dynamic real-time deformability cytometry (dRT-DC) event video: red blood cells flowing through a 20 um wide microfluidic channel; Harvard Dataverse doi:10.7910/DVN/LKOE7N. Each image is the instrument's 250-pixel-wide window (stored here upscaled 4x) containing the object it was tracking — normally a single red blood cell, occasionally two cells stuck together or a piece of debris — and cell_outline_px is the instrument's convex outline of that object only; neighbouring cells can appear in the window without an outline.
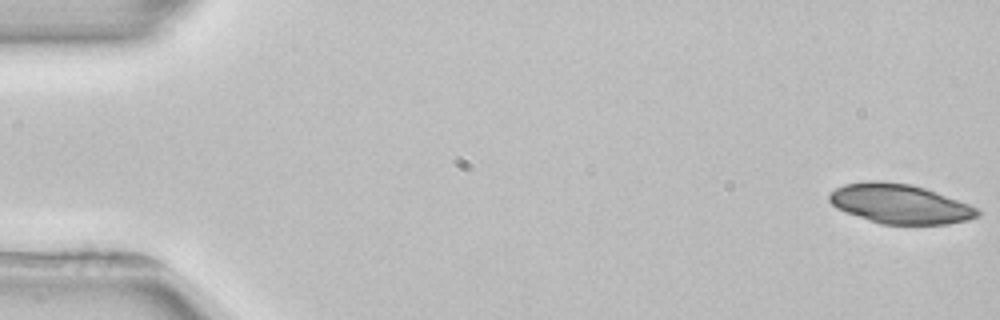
{"species": "common noctule bat (a hibernating species)", "species_latin": "Nyctalus noctula", "temperature_condition": "room temperature", "stored_images_in_passage": 3, "camera_frame_rate_fps": 3000, "um_per_image_px": 0.085, "animal": {"sex": "female", "body_mass_g": 22.7, "forearm_length_mm": 54.2}, "frame": {"image": 1, "passage_image": 1, "time_ms": 0.0, "image_size_px": [1000, 320], "cell_outline_px": [[980, 216], [968, 220], [948, 224], [880, 224], [836, 208], [828, 200], [828, 192], [844, 184], [868, 180], [880, 180], [912, 184], [936, 192], [980, 208]], "centroid_in_image_um": [76.49, 17.32], "position_along_channel_um": 8.5, "area_um2": 34.33}}